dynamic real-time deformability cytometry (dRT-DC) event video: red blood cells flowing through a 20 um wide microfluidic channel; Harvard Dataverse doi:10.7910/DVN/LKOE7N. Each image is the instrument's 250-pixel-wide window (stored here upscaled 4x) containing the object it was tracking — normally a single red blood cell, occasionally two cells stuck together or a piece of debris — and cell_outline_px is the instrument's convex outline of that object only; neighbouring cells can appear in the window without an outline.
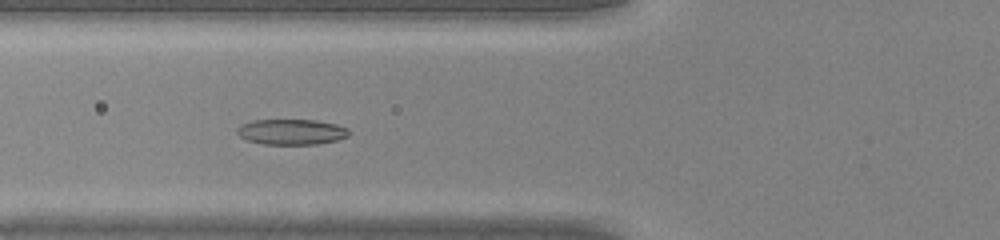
{"species": "common noctule bat (a hibernating species)", "species_latin": "Nyctalus noctula", "temperature_condition": "warm", "stored_images_in_passage": 39, "camera_frame_rate_fps": 3000, "um_per_image_px": 0.085, "animal": {"sex": "male", "body_mass_g": 20.0, "forearm_length_mm": 53.3}, "frame": {"image": 1, "passage_image": 13, "time_ms": 4.0, "image_size_px": [1000, 240], "cell_outline_px": [[348, 136], [336, 140], [316, 144], [264, 144], [248, 140], [240, 136], [236, 132], [236, 128], [240, 124], [252, 120], [316, 120], [336, 124], [348, 128]], "centroid_in_image_um": [24.74, 11.2], "position_along_channel_um": 101.1, "area_um2": 16.59}}
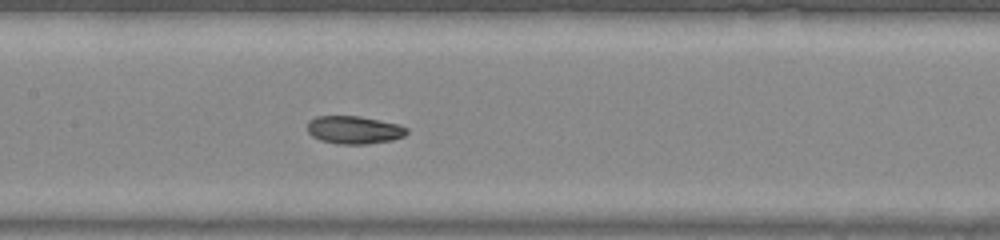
{"frame": {"image": 2, "passage_image": 18, "time_ms": 5.667, "image_size_px": [1000, 240], "cell_outline_px": [[408, 132], [404, 136], [392, 140], [368, 144], [336, 144], [320, 140], [312, 136], [308, 132], [308, 120], [316, 116], [360, 116], [396, 124], [408, 128]], "centroid_in_image_um": [30.07, 11.05], "position_along_channel_um": 177.3, "area_um2": 16.18}}
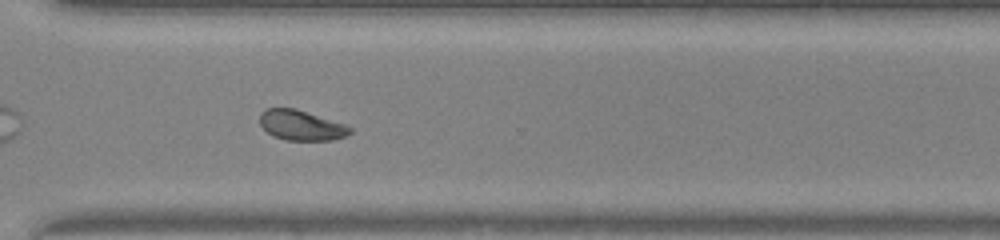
{"frame": {"image": 3, "passage_image": 29, "time_ms": 9.333, "image_size_px": [1000, 240], "cell_outline_px": [[352, 132], [348, 136], [332, 140], [284, 140], [272, 136], [260, 124], [260, 112], [268, 108], [296, 108], [344, 124], [352, 128]], "centroid_in_image_um": [25.61, 10.65], "position_along_channel_um": 345.0, "area_um2": 15.9}}